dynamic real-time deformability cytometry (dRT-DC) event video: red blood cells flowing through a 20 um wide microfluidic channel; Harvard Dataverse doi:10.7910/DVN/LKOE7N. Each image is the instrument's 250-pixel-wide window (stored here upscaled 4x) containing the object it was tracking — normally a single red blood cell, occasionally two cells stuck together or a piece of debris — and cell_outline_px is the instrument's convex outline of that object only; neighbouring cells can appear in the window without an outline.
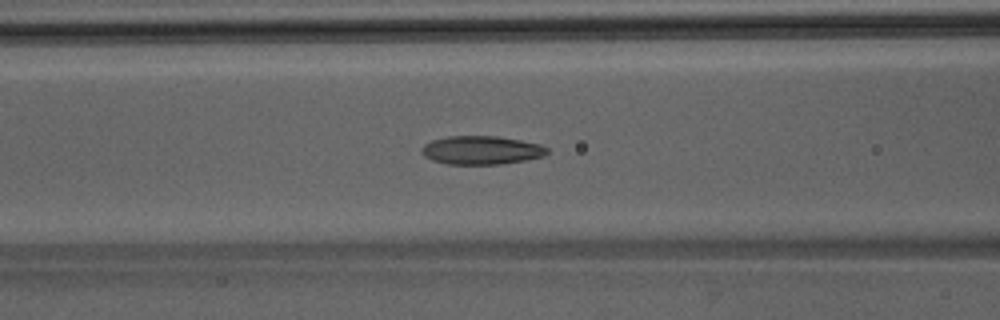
{"species": "Egyptian fruit bat (a non-hibernating species)", "species_latin": "Rousettus aegyptiacus", "temperature_condition": "room temperature", "stored_images_in_passage": 42, "camera_frame_rate_fps": 3000, "um_per_image_px": 0.085, "animal": {"sex": "male"}, "frame": {"image": 1, "passage_image": 14, "time_ms": 4.333, "image_size_px": [1000, 320], "cell_outline_px": [[548, 152], [544, 156], [524, 160], [500, 164], [448, 164], [432, 160], [424, 156], [420, 152], [420, 148], [424, 144], [432, 140], [448, 136], [496, 136], [520, 140], [540, 144], [548, 148]], "centroid_in_image_um": [40.89, 12.76], "position_along_channel_um": 125.7, "area_um2": 20.87}}
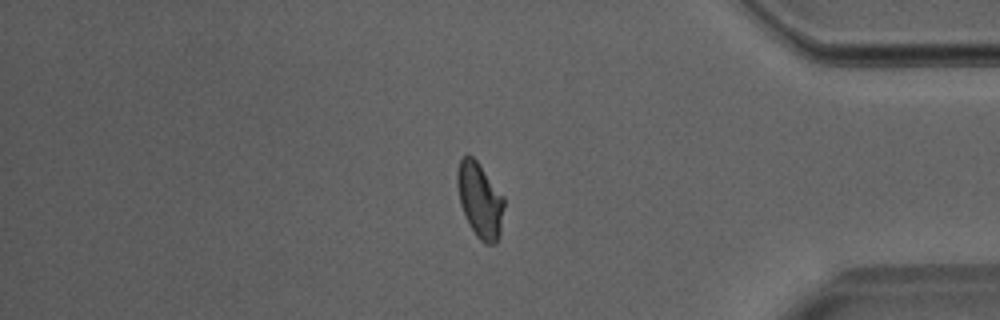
{"frame": {"image": 2, "passage_image": 35, "time_ms": 11.333, "image_size_px": [1000, 320], "cell_outline_px": [[504, 208], [500, 232], [496, 244], [484, 244], [476, 236], [468, 224], [460, 204], [456, 184], [456, 172], [460, 160], [464, 156], [472, 156], [476, 160], [504, 196]], "centroid_in_image_um": [40.78, 17.03], "position_along_channel_um": 394.4, "area_um2": 20.58}}
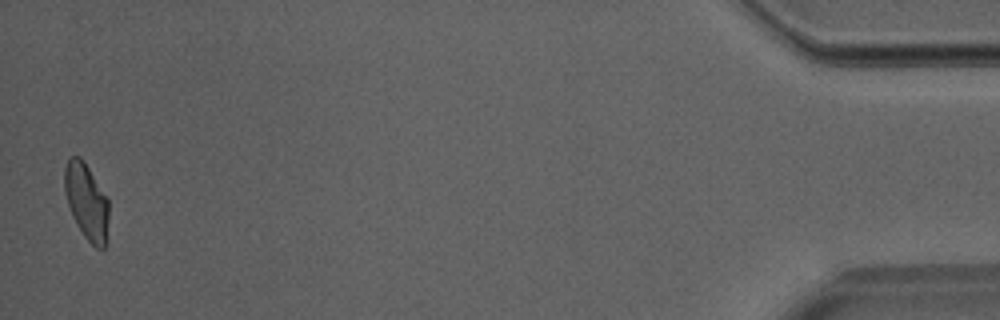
{"frame": {"image": 3, "passage_image": 42, "time_ms": 13.667, "image_size_px": [1000, 320], "cell_outline_px": [[108, 216], [104, 248], [96, 248], [84, 236], [76, 224], [72, 216], [64, 192], [64, 168], [68, 160], [72, 156], [80, 156], [84, 160], [108, 196]], "centroid_in_image_um": [7.34, 17.07], "position_along_channel_um": 427.9, "area_um2": 19.71}}